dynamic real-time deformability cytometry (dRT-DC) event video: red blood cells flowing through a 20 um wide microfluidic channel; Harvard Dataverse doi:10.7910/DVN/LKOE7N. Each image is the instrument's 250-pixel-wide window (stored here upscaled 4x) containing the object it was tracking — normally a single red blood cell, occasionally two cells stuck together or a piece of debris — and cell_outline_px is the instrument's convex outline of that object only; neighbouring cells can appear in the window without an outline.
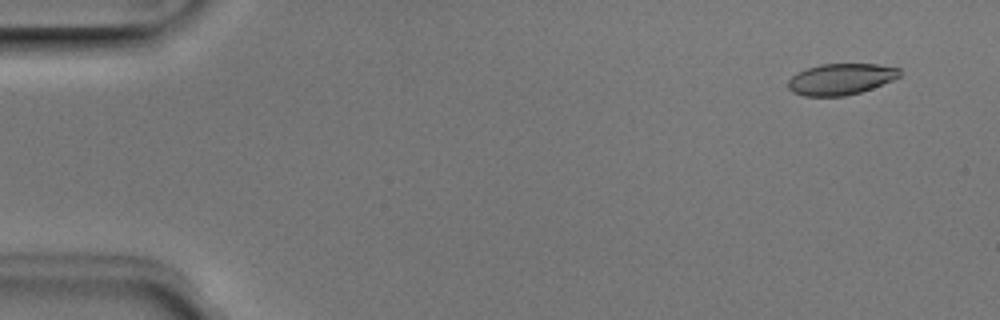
{"species": "Egyptian fruit bat (a non-hibernating species)", "species_latin": "Rousettus aegyptiacus", "temperature_condition": "room temperature", "stored_images_in_passage": 4, "camera_frame_rate_fps": 3000, "um_per_image_px": 0.085, "animal": {"sex": "male"}, "frame": {"image": 1, "passage_image": 1, "time_ms": 0.0, "image_size_px": [1000, 320], "cell_outline_px": [[900, 76], [892, 80], [872, 88], [860, 92], [844, 96], [804, 96], [792, 92], [788, 88], [788, 80], [796, 72], [820, 64], [876, 64], [900, 68]], "centroid_in_image_um": [71.44, 6.72], "position_along_channel_um": 13.6, "area_um2": 20.29}}
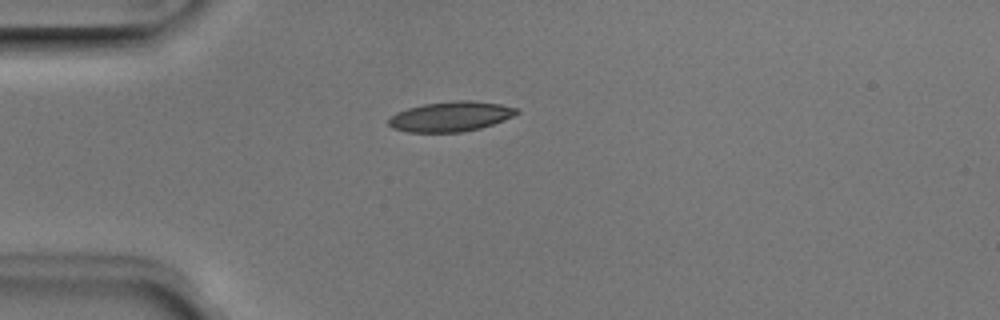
{"frame": {"image": 2, "passage_image": 4, "time_ms": 1.0, "image_size_px": [1000, 320], "cell_outline_px": [[520, 112], [504, 120], [480, 128], [460, 132], [408, 132], [392, 128], [388, 124], [388, 120], [396, 112], [408, 108], [424, 104], [456, 100], [472, 100], [500, 104], [516, 108]], "centroid_in_image_um": [38.29, 9.9], "position_along_channel_um": 46.7, "area_um2": 22.25}}